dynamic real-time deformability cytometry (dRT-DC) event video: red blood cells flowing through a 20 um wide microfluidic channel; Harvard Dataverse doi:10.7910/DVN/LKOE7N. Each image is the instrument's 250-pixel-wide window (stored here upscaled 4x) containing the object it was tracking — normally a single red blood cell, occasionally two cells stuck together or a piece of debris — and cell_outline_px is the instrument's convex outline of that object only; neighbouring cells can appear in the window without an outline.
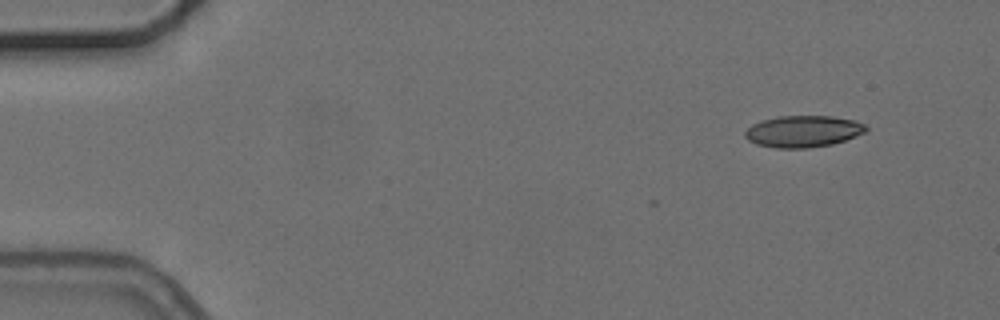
{"species": "common noctule bat (a hibernating species)", "species_latin": "Nyctalus noctula", "temperature_condition": "cold", "stored_images_in_passage": 4, "camera_frame_rate_fps": 3000, "um_per_image_px": 0.085, "animal": {"sex": "female", "body_mass_g": 24.6, "forearm_length_mm": 56.2}, "frame": {"image": 1, "passage_image": 1, "time_ms": 0.0, "image_size_px": [1000, 320], "cell_outline_px": [[868, 132], [832, 144], [808, 148], [776, 148], [756, 144], [748, 140], [744, 136], [744, 132], [752, 124], [760, 120], [780, 116], [832, 116], [856, 120], [864, 124], [868, 128]], "centroid_in_image_um": [68.27, 11.16], "position_along_channel_um": 16.7, "area_um2": 22.48}}
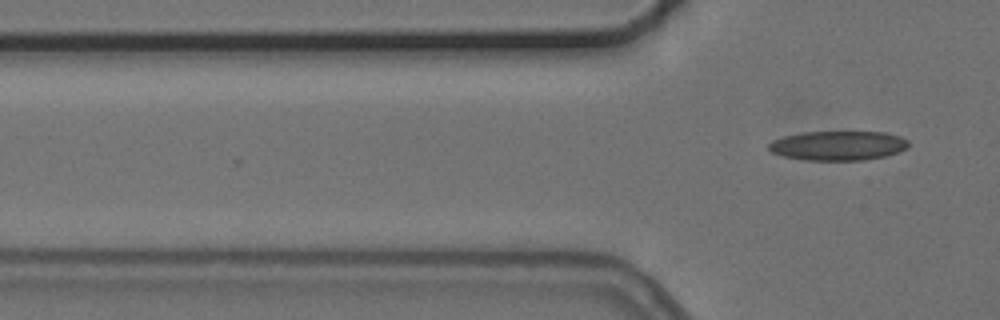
{"frame": {"image": 2, "passage_image": 4, "time_ms": 3.667, "image_size_px": [1000, 320], "cell_outline_px": [[908, 148], [900, 152], [884, 156], [864, 160], [804, 160], [784, 156], [772, 152], [768, 148], [768, 144], [772, 140], [784, 136], [804, 132], [884, 132], [900, 136], [908, 140]], "centroid_in_image_um": [71.25, 12.38], "position_along_channel_um": 54.5, "area_um2": 23.99}}